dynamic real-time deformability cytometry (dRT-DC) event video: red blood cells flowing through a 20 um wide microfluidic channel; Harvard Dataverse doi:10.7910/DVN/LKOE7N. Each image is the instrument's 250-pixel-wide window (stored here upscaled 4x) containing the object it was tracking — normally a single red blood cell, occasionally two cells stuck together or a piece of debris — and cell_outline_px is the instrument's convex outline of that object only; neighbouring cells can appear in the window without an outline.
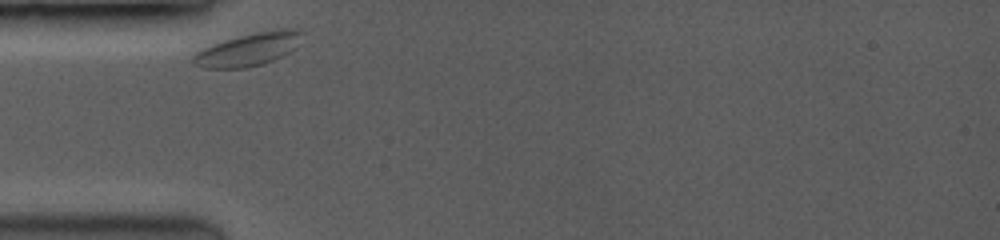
{"species": "common noctule bat (a hibernating species)", "species_latin": "Nyctalus noctula", "temperature_condition": "room temperature", "stored_images_in_passage": 16, "camera_frame_rate_fps": 3500, "um_per_image_px": 0.085, "animal": {"sex": "female", "body_mass_g": 19.0, "forearm_length_mm": 53.3}, "frame": {"image": 1, "passage_image": 1, "time_ms": 0.0, "image_size_px": [1000, 240], "cell_outline_px": [[304, 32], [296, 48], [284, 56], [264, 64], [244, 68], [204, 68], [192, 64], [192, 56], [196, 52], [212, 44], [224, 40], [256, 32], [280, 28], [296, 28]], "centroid_in_image_um": [21.16, 4.2], "position_along_channel_um": 63.8, "area_um2": 21.15}}
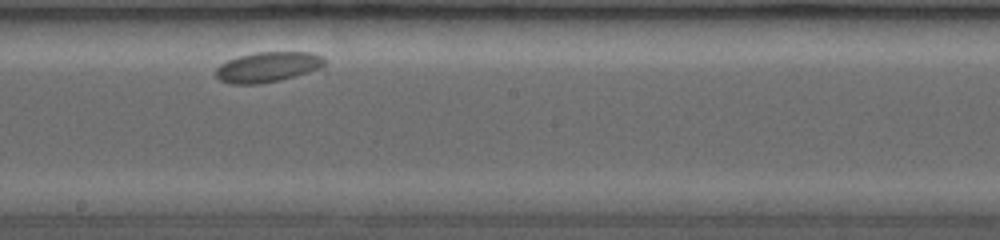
{"frame": {"image": 2, "passage_image": 11, "time_ms": 4.857, "image_size_px": [1000, 240], "cell_outline_px": [[328, 60], [320, 68], [296, 76], [280, 80], [260, 84], [228, 84], [220, 80], [216, 76], [216, 68], [220, 64], [228, 60], [240, 56], [256, 52], [312, 52], [324, 56]], "centroid_in_image_um": [22.78, 5.69], "position_along_channel_um": 225.4, "area_um2": 19.31}}
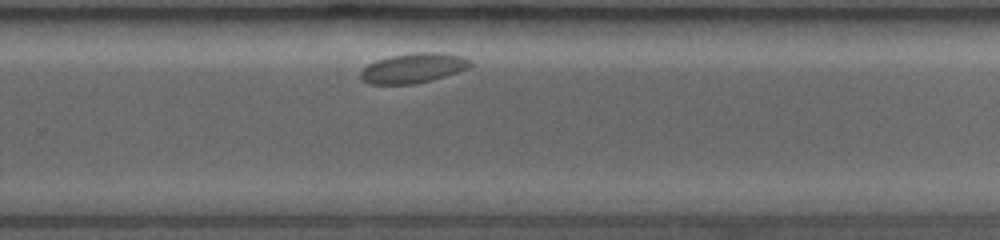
{"frame": {"image": 3, "passage_image": 16, "time_ms": 6.857, "image_size_px": [1000, 240], "cell_outline_px": [[472, 64], [468, 68], [432, 80], [412, 84], [372, 84], [364, 80], [360, 76], [360, 72], [368, 64], [392, 56], [416, 52], [444, 52], [464, 56], [472, 60]], "centroid_in_image_um": [35.19, 5.77], "position_along_channel_um": 294.6, "area_um2": 18.9}}